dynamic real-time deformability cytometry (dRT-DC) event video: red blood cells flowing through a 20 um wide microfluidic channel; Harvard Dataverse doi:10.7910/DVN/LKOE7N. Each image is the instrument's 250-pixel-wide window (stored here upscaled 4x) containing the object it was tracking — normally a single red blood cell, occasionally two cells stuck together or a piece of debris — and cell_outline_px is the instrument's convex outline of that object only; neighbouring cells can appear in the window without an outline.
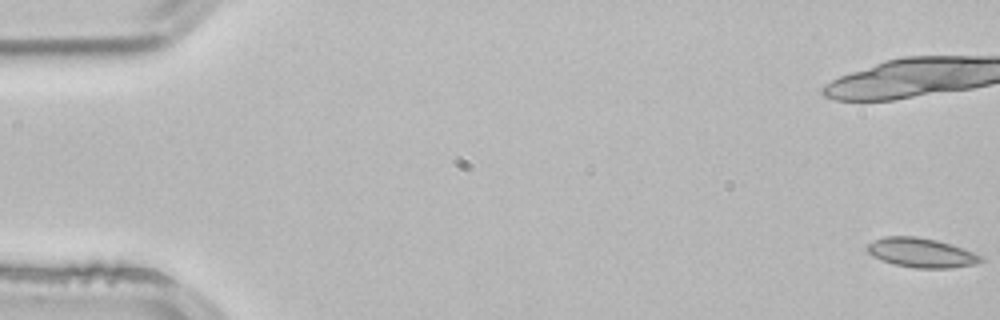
{"species": "common noctule bat (a hibernating species)", "species_latin": "Nyctalus noctula", "temperature_condition": "room temperature", "stored_images_in_passage": 4, "camera_frame_rate_fps": 3000, "um_per_image_px": 0.085, "animal": {"sex": "male", "body_mass_g": 21.5, "forearm_length_mm": 52.0}, "frame": {"image": 1, "passage_image": 1, "time_ms": 0.0, "image_size_px": [1000, 320], "cell_outline_px": [[984, 260], [976, 264], [952, 268], [916, 268], [892, 264], [880, 260], [872, 256], [864, 248], [868, 244], [884, 236], [916, 236], [936, 240], [952, 244], [964, 248], [984, 256]], "centroid_in_image_um": [78.33, 21.49], "position_along_channel_um": 6.7, "area_um2": 19.77}}